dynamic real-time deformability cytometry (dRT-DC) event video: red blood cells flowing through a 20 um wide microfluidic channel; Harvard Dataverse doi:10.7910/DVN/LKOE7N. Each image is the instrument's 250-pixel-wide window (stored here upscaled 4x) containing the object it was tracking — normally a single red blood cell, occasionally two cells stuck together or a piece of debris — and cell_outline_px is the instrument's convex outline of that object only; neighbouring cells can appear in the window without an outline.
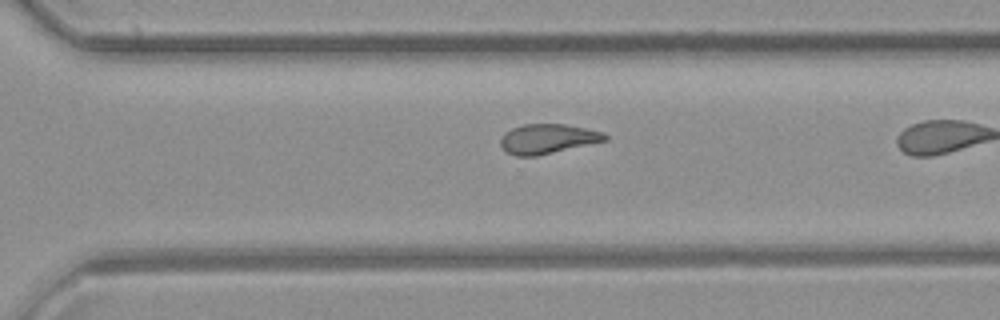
{"species": "common noctule bat (a hibernating species)", "species_latin": "Nyctalus noctula", "temperature_condition": "room temperature", "stored_images_in_passage": 30, "camera_frame_rate_fps": 3000, "um_per_image_px": 0.085, "animal": {"sex": "female", "body_mass_g": 21.9}, "frame": {"image": 1, "passage_image": 26, "time_ms": 8.333, "image_size_px": [1000, 320], "cell_outline_px": [[608, 140], [536, 156], [516, 156], [504, 152], [500, 144], [500, 140], [504, 132], [512, 128], [524, 124], [568, 124], [604, 132], [608, 136]], "centroid_in_image_um": [46.54, 11.8], "position_along_channel_um": 324.1, "area_um2": 18.21}}